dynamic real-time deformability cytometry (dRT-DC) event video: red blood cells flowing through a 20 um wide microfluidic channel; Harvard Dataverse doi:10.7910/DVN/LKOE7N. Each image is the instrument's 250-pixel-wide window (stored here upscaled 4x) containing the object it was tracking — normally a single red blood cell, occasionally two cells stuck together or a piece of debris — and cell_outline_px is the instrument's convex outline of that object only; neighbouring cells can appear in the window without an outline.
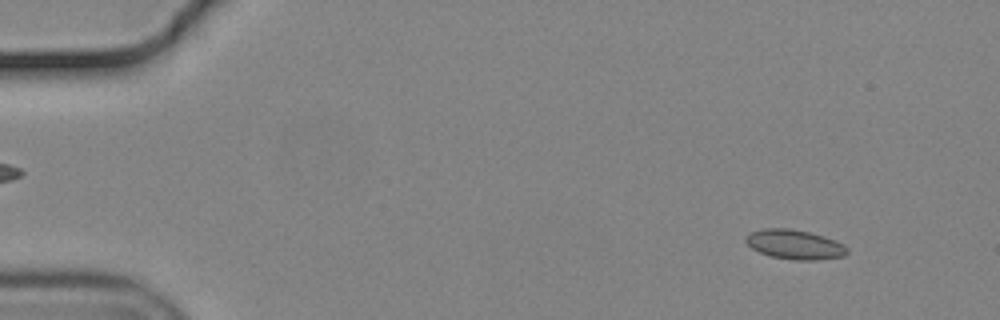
{"species": "common noctule bat (a hibernating species)", "species_latin": "Nyctalus noctula", "temperature_condition": "cold", "stored_images_in_passage": 55, "camera_frame_rate_fps": 3000, "um_per_image_px": 0.085, "animal": {"sex": "male", "body_mass_g": 19.2, "forearm_length_mm": 51.8}, "frame": {"image": 1, "passage_image": 5, "time_ms": 1.333, "image_size_px": [1000, 320], "cell_outline_px": [[848, 252], [844, 256], [816, 260], [792, 260], [772, 256], [760, 252], [752, 248], [744, 240], [752, 232], [764, 228], [788, 228], [808, 232], [824, 236], [836, 240], [844, 244], [848, 248]], "centroid_in_image_um": [67.59, 20.78], "position_along_channel_um": 17.4, "area_um2": 17.34}}
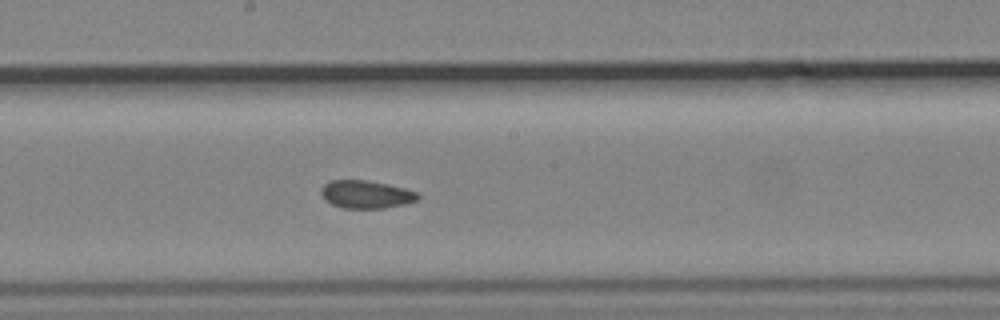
{"frame": {"image": 2, "passage_image": 30, "time_ms": 9.667, "image_size_px": [1000, 320], "cell_outline_px": [[420, 196], [416, 200], [404, 204], [384, 208], [344, 208], [332, 204], [324, 200], [320, 192], [320, 188], [324, 184], [332, 180], [368, 180], [388, 184], [404, 188], [416, 192]], "centroid_in_image_um": [31.08, 16.51], "position_along_channel_um": 217.1, "area_um2": 15.72}}
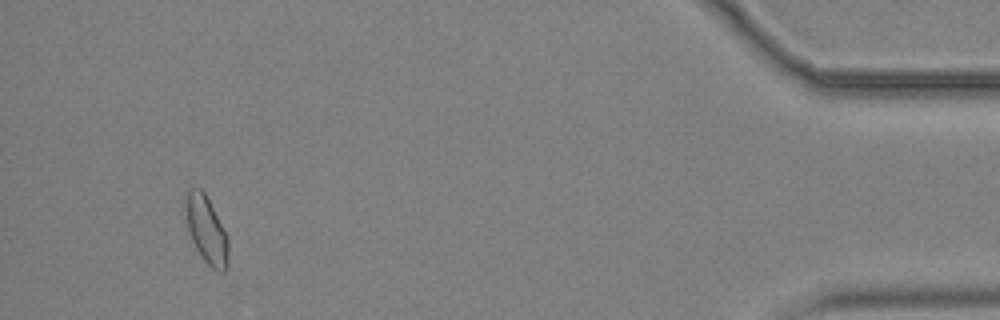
{"frame": {"image": 3, "passage_image": 52, "time_ms": 17.0, "image_size_px": [1000, 320], "cell_outline_px": [[228, 268], [224, 272], [216, 272], [200, 256], [192, 240], [188, 228], [188, 188], [200, 188], [204, 192], [228, 236]], "centroid_in_image_um": [17.61, 19.64], "position_along_channel_um": 417.6, "area_um2": 16.24}, "authors_computed_cell_mechanics": {"area_um2": 16.4152, "velocity_mm_per_s": 3.7041, "shape_relaxation_time_tau1_ms": null, "shape_relaxation_time_tau2_ms": 2.276, "deformation_change_tau1": null, "deformation_change_tau2": 0.0646}}